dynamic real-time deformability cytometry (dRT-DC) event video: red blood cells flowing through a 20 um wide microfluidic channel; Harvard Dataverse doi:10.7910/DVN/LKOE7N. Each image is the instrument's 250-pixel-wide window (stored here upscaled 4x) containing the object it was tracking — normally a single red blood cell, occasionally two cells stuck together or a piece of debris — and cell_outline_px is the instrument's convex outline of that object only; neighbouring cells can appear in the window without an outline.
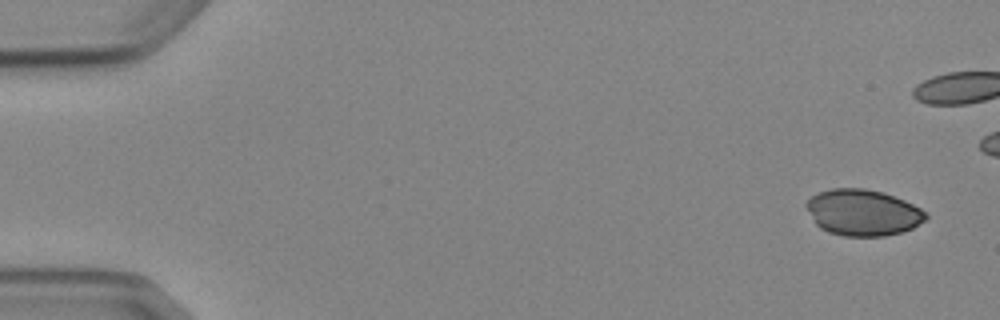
{"species": "Egyptian fruit bat (a non-hibernating species)", "species_latin": "Rousettus aegyptiacus", "temperature_condition": "cold", "stored_images_in_passage": 7, "camera_frame_rate_fps": 3000, "um_per_image_px": 0.085, "animal": {"sex": "female"}, "frame": {"image": 1, "passage_image": 1, "time_ms": 0.0, "image_size_px": [1000, 320], "cell_outline_px": [[928, 216], [924, 220], [912, 228], [900, 232], [884, 236], [844, 236], [828, 232], [820, 228], [816, 224], [804, 204], [812, 196], [820, 192], [832, 188], [864, 188], [884, 192], [904, 200], [920, 208]], "centroid_in_image_um": [73.32, 18.06], "position_along_channel_um": 11.7, "area_um2": 32.02}}